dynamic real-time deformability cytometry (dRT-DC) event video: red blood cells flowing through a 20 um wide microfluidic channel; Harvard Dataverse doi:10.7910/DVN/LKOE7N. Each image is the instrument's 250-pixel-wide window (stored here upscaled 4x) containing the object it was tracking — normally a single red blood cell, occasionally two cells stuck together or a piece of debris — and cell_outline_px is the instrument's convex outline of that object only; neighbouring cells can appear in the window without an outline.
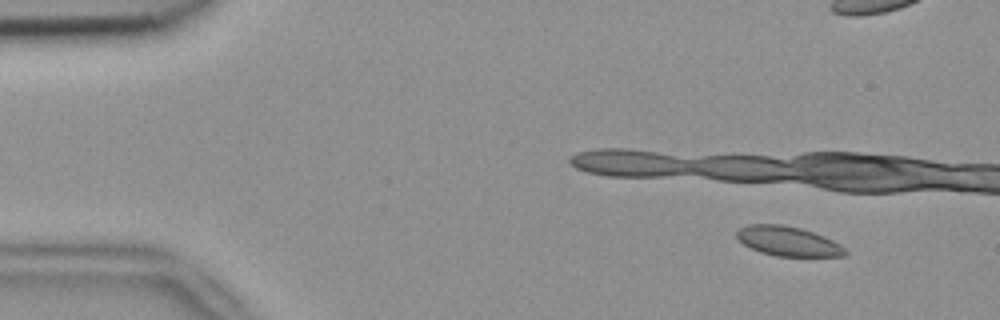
{"species": "common noctule bat (a hibernating species)", "species_latin": "Nyctalus noctula", "temperature_condition": "room temperature", "stored_images_in_passage": 6, "camera_frame_rate_fps": 3000, "um_per_image_px": 0.085, "animal": {"sex": "female", "body_mass_g": 18.4}, "frame": {"image": 1, "passage_image": 1, "time_ms": 0.0, "image_size_px": [1000, 320], "cell_outline_px": [[848, 252], [844, 256], [776, 256], [760, 252], [744, 244], [736, 236], [736, 228], [748, 224], [780, 224], [800, 228], [824, 236], [840, 244]], "centroid_in_image_um": [66.96, 20.49], "position_along_channel_um": 18.0, "area_um2": 18.67}}